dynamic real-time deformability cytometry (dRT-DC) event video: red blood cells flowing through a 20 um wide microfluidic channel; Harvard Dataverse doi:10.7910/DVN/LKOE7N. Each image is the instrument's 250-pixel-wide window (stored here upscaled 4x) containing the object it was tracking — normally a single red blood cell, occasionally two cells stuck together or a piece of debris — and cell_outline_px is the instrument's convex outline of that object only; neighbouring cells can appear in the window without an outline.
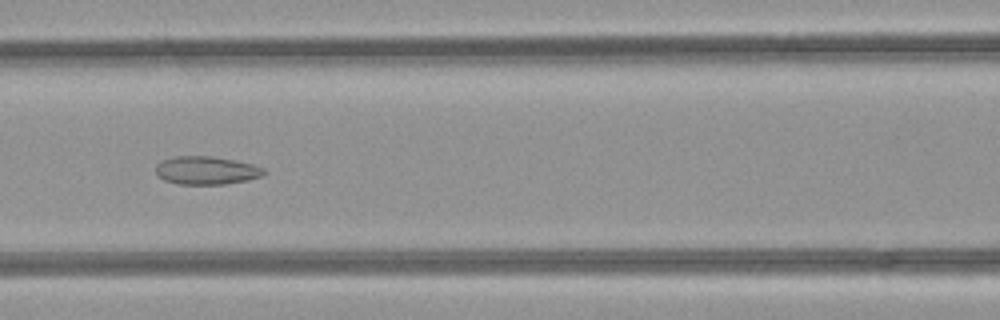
{"species": "common noctule bat (a hibernating species)", "species_latin": "Nyctalus noctula", "temperature_condition": "room temperature", "stored_images_in_passage": 35, "camera_frame_rate_fps": 3000, "um_per_image_px": 0.085, "animal": {"sex": "female", "body_mass_g": 21.9}, "frame": {"image": 1, "passage_image": 8, "time_ms": 2.333, "image_size_px": [1000, 320], "cell_outline_px": [[264, 172], [260, 176], [248, 180], [224, 184], [176, 184], [164, 180], [156, 176], [156, 164], [164, 160], [176, 156], [212, 156], [252, 164], [264, 168]], "centroid_in_image_um": [17.49, 14.49], "position_along_channel_um": 149.1, "area_um2": 17.63}}
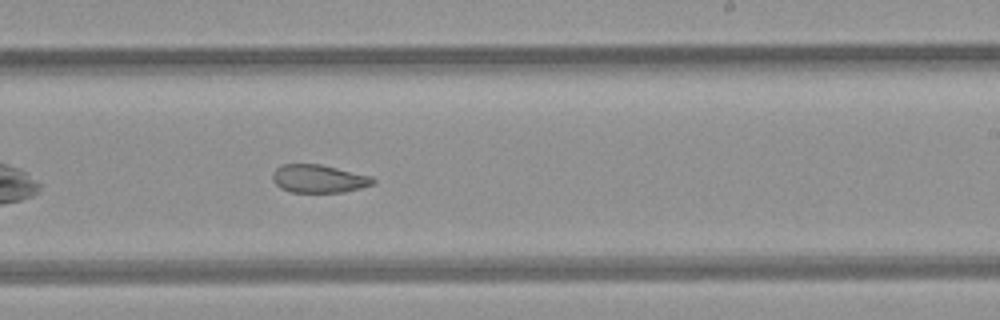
{"frame": {"image": 2, "passage_image": 16, "time_ms": 5.0, "image_size_px": [1000, 320], "cell_outline_px": [[376, 184], [344, 192], [292, 192], [280, 188], [272, 180], [272, 172], [276, 168], [284, 164], [320, 164], [372, 176], [376, 180]], "centroid_in_image_um": [27.11, 15.19], "position_along_channel_um": 261.9, "area_um2": 16.53}}
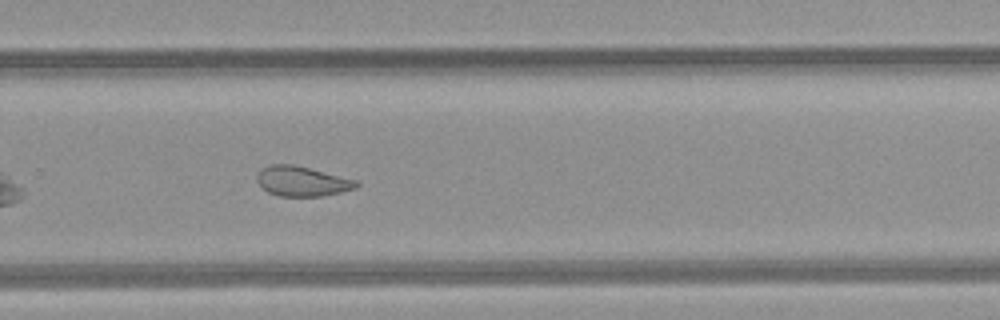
{"frame": {"image": 3, "passage_image": 19, "time_ms": 6.0, "image_size_px": [1000, 320], "cell_outline_px": [[360, 184], [356, 188], [324, 196], [280, 196], [268, 192], [256, 180], [256, 176], [260, 168], [272, 164], [292, 164], [356, 180]], "centroid_in_image_um": [25.65, 15.41], "position_along_channel_um": 304.2, "area_um2": 17.17}, "authors_computed_cell_mechanics": {"area_um2": 18.785, "velocity_mm_per_s": 4.2469, "shape_relaxation_time_tau1_ms": null, "shape_relaxation_time_tau2_ms": 2.1152, "deformation_change_tau1": null, "deformation_change_tau2": 0.0869}}